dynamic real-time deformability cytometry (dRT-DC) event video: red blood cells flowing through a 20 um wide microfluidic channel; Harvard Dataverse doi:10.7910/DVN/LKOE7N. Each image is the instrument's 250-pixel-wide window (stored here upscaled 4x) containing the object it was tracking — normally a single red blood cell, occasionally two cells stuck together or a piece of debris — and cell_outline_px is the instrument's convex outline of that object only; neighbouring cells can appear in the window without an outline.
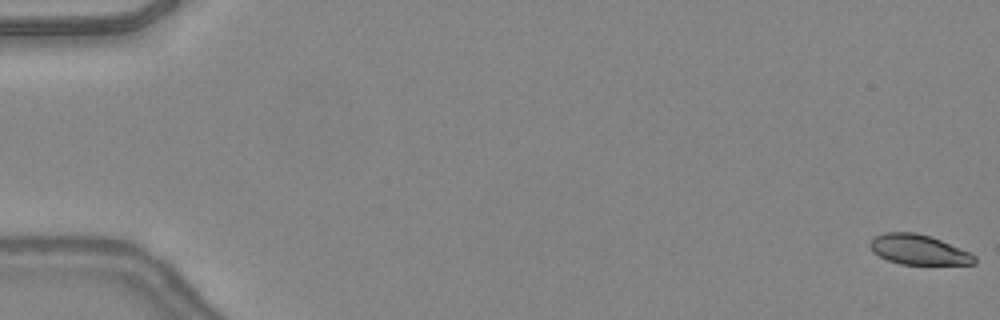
{"species": "common noctule bat (a hibernating species)", "species_latin": "Nyctalus noctula", "temperature_condition": "warm", "stored_images_in_passage": 48, "camera_frame_rate_fps": 3000, "um_per_image_px": 0.085, "animal": {"sex": "female", "body_mass_g": 24.6, "forearm_length_mm": 56.2}, "frame": {"image": 1, "passage_image": 1, "time_ms": 0.0, "image_size_px": [1000, 320], "cell_outline_px": [[976, 264], [900, 264], [888, 260], [872, 252], [868, 244], [876, 236], [884, 232], [916, 232], [932, 236], [972, 252], [976, 256]], "centroid_in_image_um": [78.11, 21.21], "position_along_channel_um": 6.9, "area_um2": 18.5}}
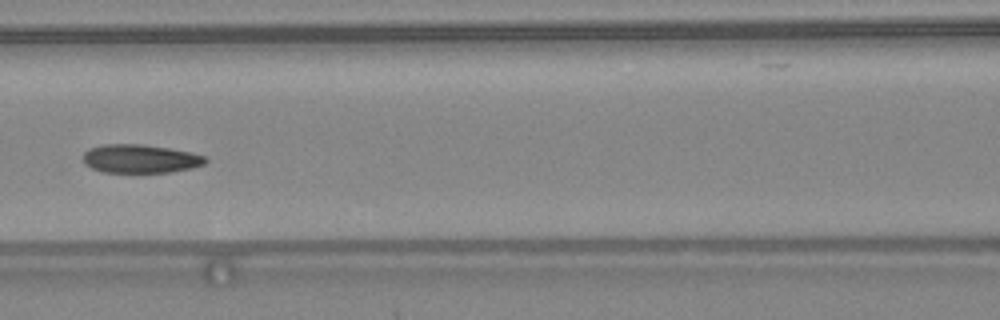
{"frame": {"image": 2, "passage_image": 23, "time_ms": 7.333, "image_size_px": [1000, 320], "cell_outline_px": [[208, 160], [204, 164], [192, 168], [172, 172], [104, 172], [92, 168], [84, 164], [84, 152], [88, 148], [104, 144], [144, 144], [192, 152], [204, 156]], "centroid_in_image_um": [11.93, 13.49], "position_along_channel_um": 154.7, "area_um2": 20.4}}
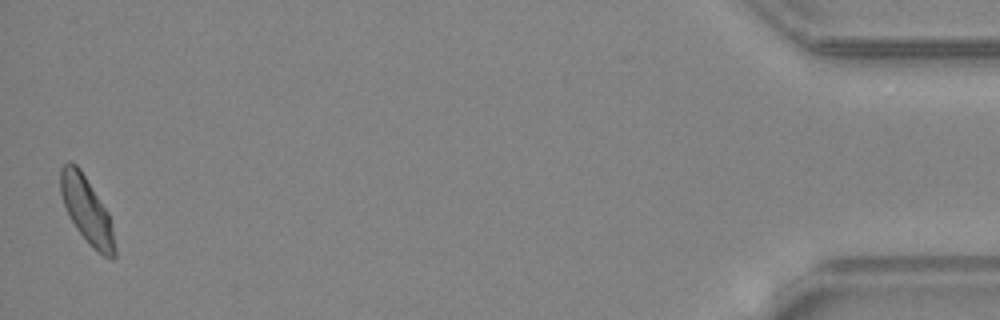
{"frame": {"image": 3, "passage_image": 48, "time_ms": 15.667, "image_size_px": [1000, 320], "cell_outline_px": [[116, 256], [112, 260], [104, 256], [92, 248], [76, 228], [64, 204], [60, 192], [60, 168], [68, 160], [72, 160], [80, 168], [108, 212], [112, 228], [116, 248]], "centroid_in_image_um": [7.38, 17.85], "position_along_channel_um": 427.8, "area_um2": 20.92}, "authors_computed_cell_mechanics": {"area_um2": 20.6635, "velocity_mm_per_s": 4.3795, "shape_relaxation_time_tau1_ms": 6.4756, "shape_relaxation_time_tau2_ms": 3.4497, "deformation_change_tau1": 0.1607, "deformation_change_tau2": 0.0945}}